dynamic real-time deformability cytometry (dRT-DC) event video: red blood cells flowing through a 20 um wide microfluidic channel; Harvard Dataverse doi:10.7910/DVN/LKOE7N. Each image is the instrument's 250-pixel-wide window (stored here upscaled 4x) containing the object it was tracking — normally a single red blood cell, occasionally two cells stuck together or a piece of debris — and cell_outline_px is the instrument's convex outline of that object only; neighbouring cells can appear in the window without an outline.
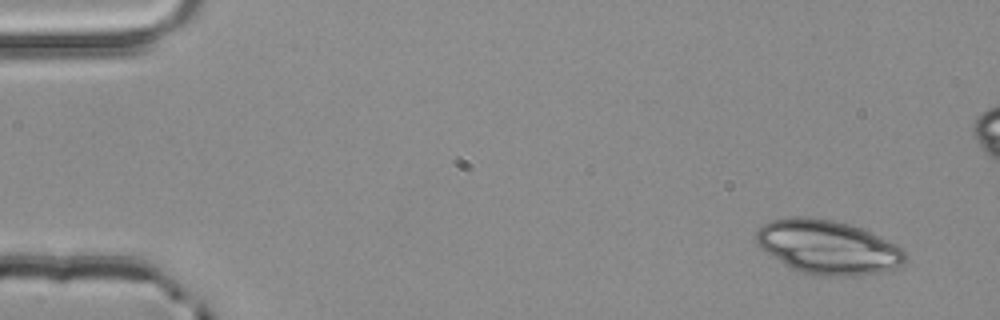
{"species": "common noctule bat (a hibernating species)", "species_latin": "Nyctalus noctula", "temperature_condition": "room temperature", "stored_images_in_passage": 5, "segment_of_instrument_passage": [2, 2], "camera_frame_rate_fps": 3000, "um_per_image_px": 0.085, "animal": {"sex": "male", "body_mass_g": 20.4}, "frame": {"image": 1, "passage_image": 5, "time_ms": 1.333, "image_size_px": [1000, 320], "cell_outline_px": [[908, 260], [904, 264], [880, 272], [860, 276], [824, 276], [804, 272], [792, 268], [756, 244], [756, 232], [768, 220], [792, 216], [808, 216], [832, 220], [852, 224], [872, 232], [904, 248], [908, 256]], "centroid_in_image_um": [70.43, 20.99], "position_along_channel_um": 14.6, "area_um2": 47.05}}